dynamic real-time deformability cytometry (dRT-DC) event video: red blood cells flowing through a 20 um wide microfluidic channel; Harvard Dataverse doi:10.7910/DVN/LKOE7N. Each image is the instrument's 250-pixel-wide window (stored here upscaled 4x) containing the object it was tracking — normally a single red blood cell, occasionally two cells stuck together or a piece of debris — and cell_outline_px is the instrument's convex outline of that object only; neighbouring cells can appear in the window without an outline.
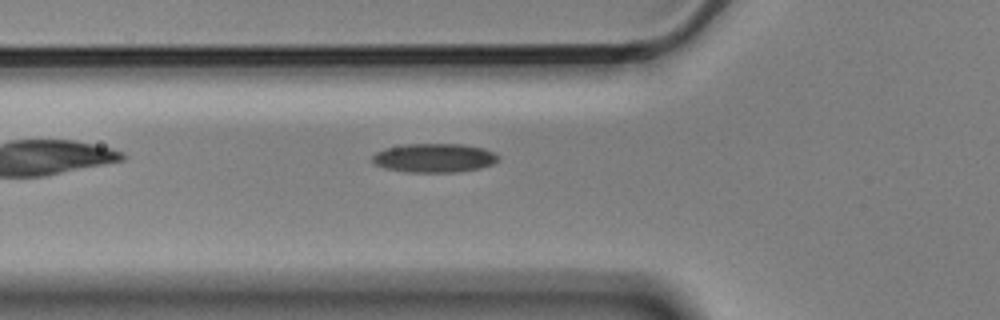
{"species": "Egyptian fruit bat (a non-hibernating species)", "species_latin": "Rousettus aegyptiacus", "temperature_condition": "cold", "stored_images_in_passage": 6, "camera_frame_rate_fps": 3000, "um_per_image_px": 0.085, "animal": {"sex": "male"}, "frame": {"image": 1, "passage_image": 6, "time_ms": 1.667, "image_size_px": [1000, 320], "cell_outline_px": [[500, 160], [492, 164], [480, 168], [456, 172], [408, 172], [384, 168], [376, 164], [372, 160], [372, 156], [376, 152], [384, 148], [404, 144], [464, 144], [484, 148], [500, 156]], "centroid_in_image_um": [36.92, 13.42], "position_along_channel_um": 88.9, "area_um2": 21.33}}